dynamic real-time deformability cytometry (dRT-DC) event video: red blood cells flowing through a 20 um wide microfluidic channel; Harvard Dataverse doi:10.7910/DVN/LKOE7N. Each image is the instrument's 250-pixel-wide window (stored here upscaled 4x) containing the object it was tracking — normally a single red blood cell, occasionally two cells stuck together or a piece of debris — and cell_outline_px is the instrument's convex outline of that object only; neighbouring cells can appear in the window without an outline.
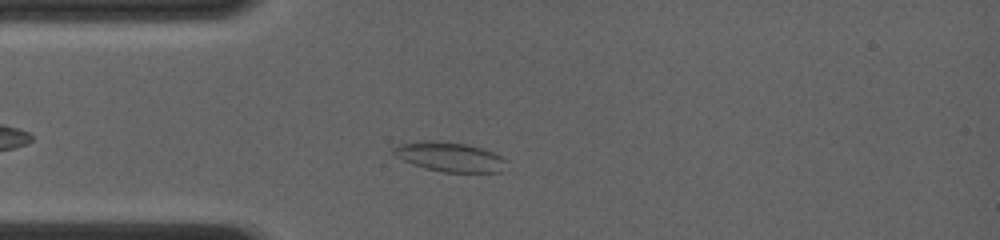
{"species": "common noctule bat (a hibernating species)", "species_latin": "Nyctalus noctula", "temperature_condition": "room temperature", "stored_images_in_passage": 47, "camera_frame_rate_fps": 4000, "um_per_image_px": 0.085, "animal": {"sex": "female", "body_mass_g": 19.0, "forearm_length_mm": 56.7}, "frame": {"image": 1, "passage_image": 9, "time_ms": 2.0, "image_size_px": [1000, 240], "cell_outline_px": [[504, 160], [500, 172], [444, 172], [424, 168], [412, 164], [396, 156], [392, 152], [392, 148], [400, 144], [424, 140], [436, 140], [468, 144], [492, 152], [500, 156]], "centroid_in_image_um": [38.15, 13.32], "position_along_channel_um": 46.9, "area_um2": 19.13}}
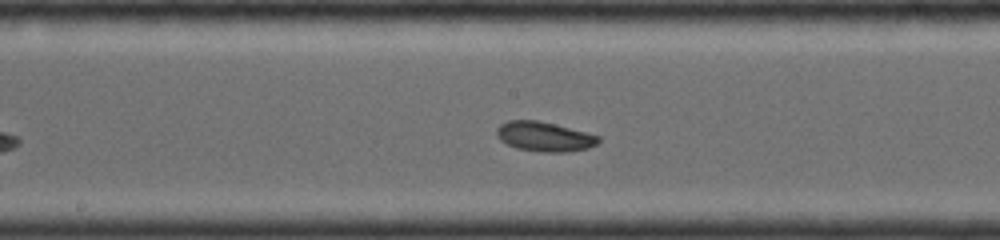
{"frame": {"image": 2, "passage_image": 25, "time_ms": 6.0, "image_size_px": [1000, 240], "cell_outline_px": [[600, 140], [596, 144], [588, 148], [568, 152], [544, 152], [516, 148], [500, 140], [496, 136], [496, 128], [500, 124], [508, 120], [536, 120], [600, 136]], "centroid_in_image_um": [46.23, 11.61], "position_along_channel_um": 202.0, "area_um2": 17.4}}
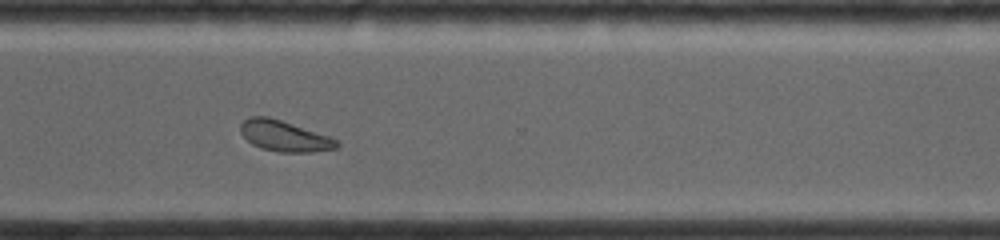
{"frame": {"image": 3, "passage_image": 39, "time_ms": 9.5, "image_size_px": [1000, 240], "cell_outline_px": [[340, 144], [336, 148], [312, 152], [280, 152], [260, 148], [252, 144], [240, 132], [240, 124], [244, 120], [252, 116], [268, 116], [332, 136]], "centroid_in_image_um": [24.19, 11.56], "position_along_channel_um": 346.4, "area_um2": 17.34}, "authors_computed_cell_mechanics": {"area_um2": 17.6868, "velocity_mm_per_s": 4.1246, "shape_relaxation_time_tau1_ms": 7.1973, "shape_relaxation_time_tau2_ms": 3.9591, "deformation_change_tau1": 0.1201, "deformation_change_tau2": 0.0912}}